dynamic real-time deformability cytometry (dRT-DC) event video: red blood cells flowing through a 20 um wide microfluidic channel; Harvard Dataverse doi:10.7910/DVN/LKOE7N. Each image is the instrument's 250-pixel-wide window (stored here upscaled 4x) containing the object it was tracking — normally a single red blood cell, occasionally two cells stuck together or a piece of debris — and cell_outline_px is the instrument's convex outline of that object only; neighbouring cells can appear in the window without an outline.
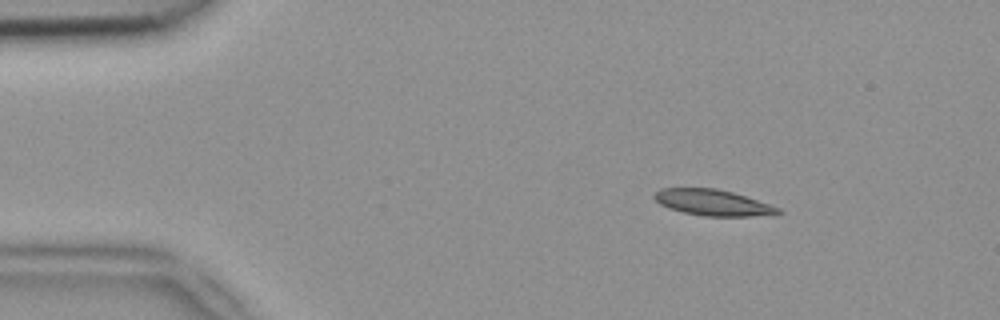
{"species": "common noctule bat (a hibernating species)", "species_latin": "Nyctalus noctula", "temperature_condition": "room temperature", "stored_images_in_passage": 45, "camera_frame_rate_fps": 3000, "um_per_image_px": 0.085, "animal": {"sex": "female", "body_mass_g": 18.4}, "frame": {"image": 1, "passage_image": 1, "time_ms": 0.0, "image_size_px": [1000, 320], "cell_outline_px": [[784, 212], [776, 216], [704, 216], [684, 212], [668, 208], [660, 204], [652, 196], [660, 188], [716, 188], [732, 192], [780, 208]], "centroid_in_image_um": [60.63, 17.23], "position_along_channel_um": 24.4, "area_um2": 18.84}}
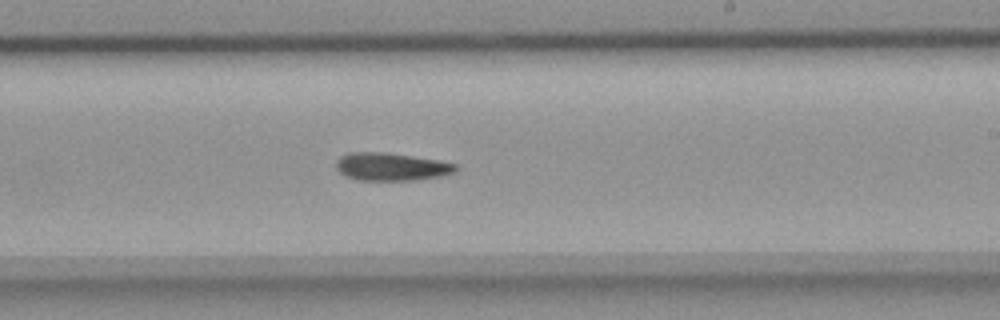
{"frame": {"image": 2, "passage_image": 24, "time_ms": 7.667, "image_size_px": [1000, 320], "cell_outline_px": [[460, 168], [456, 172], [440, 176], [416, 180], [356, 180], [340, 172], [336, 168], [336, 160], [340, 156], [348, 152], [384, 152], [440, 160], [460, 164]], "centroid_in_image_um": [33.31, 14.16], "position_along_channel_um": 255.7, "area_um2": 19.65}}
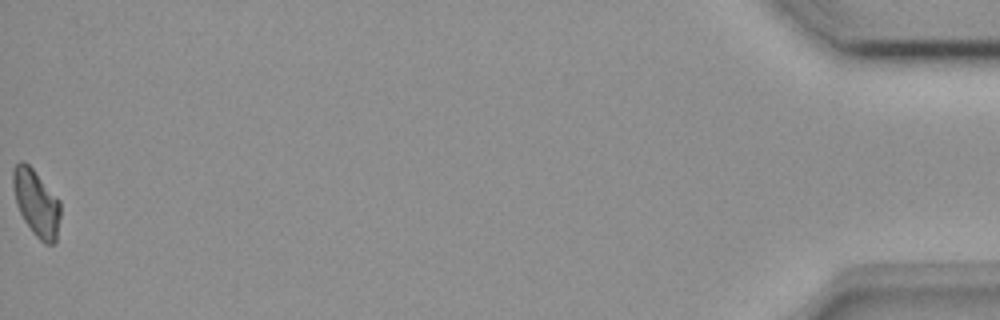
{"frame": {"image": 3, "passage_image": 45, "time_ms": 14.667, "image_size_px": [1000, 320], "cell_outline_px": [[60, 216], [56, 240], [52, 244], [44, 244], [32, 232], [24, 220], [16, 204], [12, 184], [12, 168], [20, 160], [24, 160], [32, 168], [60, 200]], "centroid_in_image_um": [3.07, 17.23], "position_along_channel_um": 432.1, "area_um2": 18.44}}